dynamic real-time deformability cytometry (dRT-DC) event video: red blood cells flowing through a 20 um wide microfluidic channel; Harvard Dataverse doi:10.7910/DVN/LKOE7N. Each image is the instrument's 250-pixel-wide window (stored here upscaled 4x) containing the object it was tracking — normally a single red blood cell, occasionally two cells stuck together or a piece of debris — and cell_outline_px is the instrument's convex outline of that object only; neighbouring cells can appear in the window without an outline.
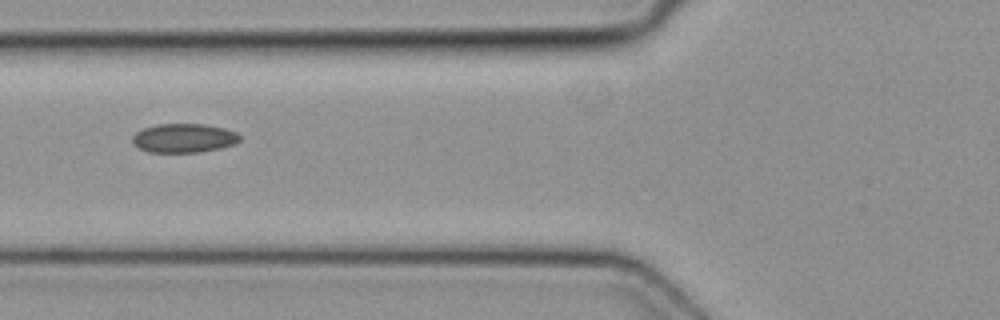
{"species": "common noctule bat (a hibernating species)", "species_latin": "Nyctalus noctula", "temperature_condition": "cold", "stored_images_in_passage": 4, "camera_frame_rate_fps": 3000, "um_per_image_px": 0.085, "animal": {"sex": "female", "body_mass_g": 19.3, "forearm_length_mm": 54.1}, "frame": {"image": 1, "passage_image": 3, "time_ms": 0.667, "image_size_px": [1000, 320], "cell_outline_px": [[240, 140], [236, 144], [220, 148], [200, 152], [148, 152], [132, 144], [132, 136], [136, 132], [144, 128], [156, 124], [204, 124], [224, 128], [236, 132], [240, 136]], "centroid_in_image_um": [15.62, 11.74], "position_along_channel_um": 110.2, "area_um2": 18.21}}
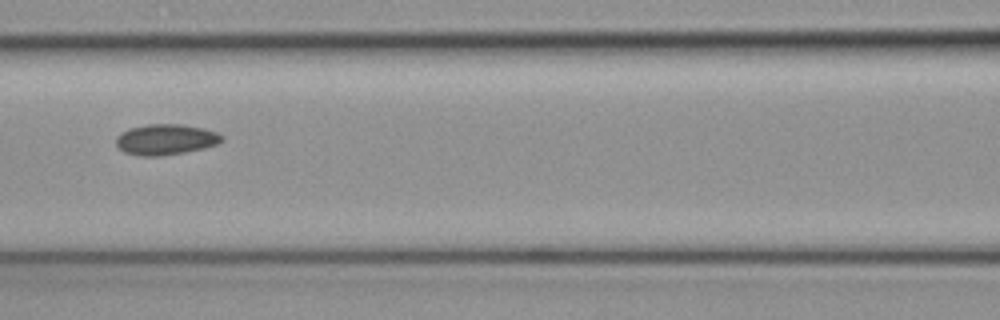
{"frame": {"image": 2, "passage_image": 4, "time_ms": 1.0, "image_size_px": [1000, 320], "cell_outline_px": [[224, 140], [216, 144], [204, 148], [184, 152], [160, 156], [140, 156], [124, 152], [116, 144], [116, 136], [128, 128], [148, 124], [180, 124], [204, 128], [216, 132], [224, 136]], "centroid_in_image_um": [14.08, 11.85], "position_along_channel_um": 152.5, "area_um2": 18.96}}